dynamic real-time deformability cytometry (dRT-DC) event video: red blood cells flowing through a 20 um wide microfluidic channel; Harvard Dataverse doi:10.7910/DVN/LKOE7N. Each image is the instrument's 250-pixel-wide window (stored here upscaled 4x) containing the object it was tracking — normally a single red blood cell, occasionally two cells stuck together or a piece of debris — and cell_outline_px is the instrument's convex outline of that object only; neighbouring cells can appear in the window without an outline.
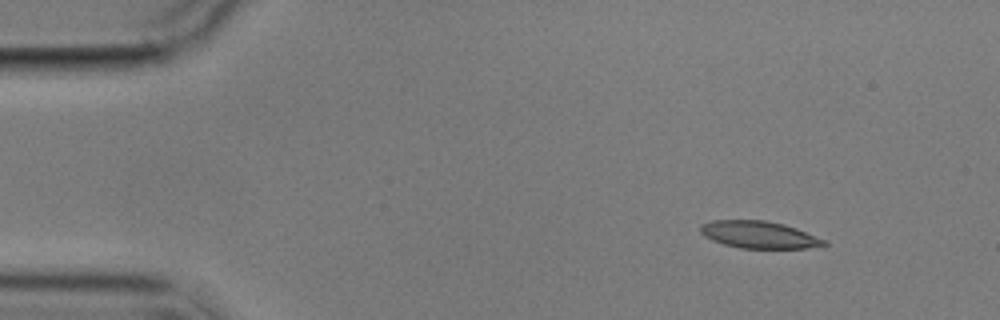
{"species": "common noctule bat (a hibernating species)", "species_latin": "Nyctalus noctula", "temperature_condition": "cold", "stored_images_in_passage": 3, "camera_frame_rate_fps": 3000, "um_per_image_px": 0.085, "animal": {"sex": "male", "body_mass_g": 17.9}, "frame": {"image": 1, "passage_image": 1, "time_ms": 0.0, "image_size_px": [1000, 320], "cell_outline_px": [[828, 244], [808, 248], [740, 248], [724, 244], [712, 240], [704, 236], [700, 232], [700, 224], [712, 220], [764, 220], [784, 224], [796, 228], [828, 240]], "centroid_in_image_um": [64.52, 19.94], "position_along_channel_um": 20.5, "area_um2": 19.65}}
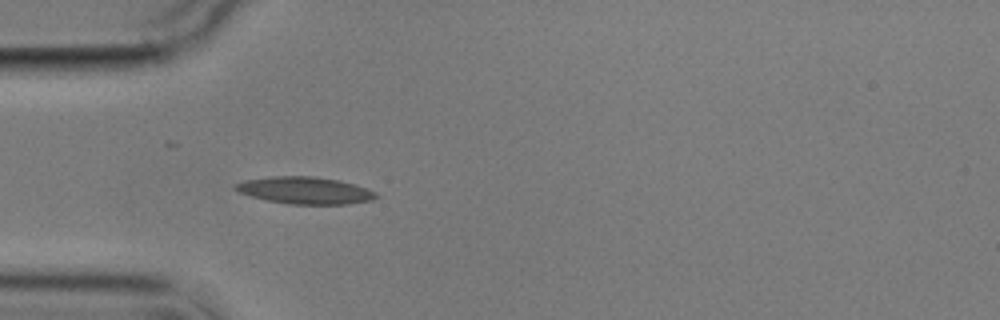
{"frame": {"image": 2, "passage_image": 3, "time_ms": 3.333, "image_size_px": [1000, 320], "cell_outline_px": [[380, 196], [372, 200], [348, 204], [288, 204], [268, 200], [252, 196], [240, 192], [232, 188], [236, 184], [244, 180], [272, 176], [312, 176], [340, 180], [356, 184], [376, 192]], "centroid_in_image_um": [25.96, 16.18], "position_along_channel_um": 59.0, "area_um2": 22.2}}